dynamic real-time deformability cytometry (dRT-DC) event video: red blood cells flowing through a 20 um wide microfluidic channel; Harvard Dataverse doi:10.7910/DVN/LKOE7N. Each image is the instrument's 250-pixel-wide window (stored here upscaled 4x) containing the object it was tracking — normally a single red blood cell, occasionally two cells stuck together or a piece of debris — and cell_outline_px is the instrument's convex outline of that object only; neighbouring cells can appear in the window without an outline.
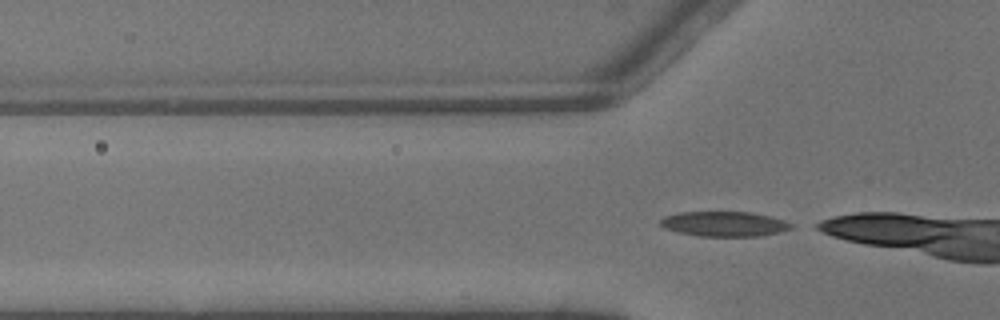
{"species": "common noctule bat (a hibernating species)", "species_latin": "Nyctalus noctula", "temperature_condition": "warm", "stored_images_in_passage": 2, "camera_frame_rate_fps": 3000, "um_per_image_px": 0.085, "animal": {"sex": "male", "body_mass_g": 13.3}, "frame": {"image": 1, "passage_image": 2, "time_ms": 0.333, "image_size_px": [1000, 320], "cell_outline_px": [[792, 228], [780, 232], [760, 236], [700, 236], [676, 232], [664, 228], [660, 224], [660, 220], [664, 216], [680, 212], [752, 212], [784, 220], [792, 224]], "centroid_in_image_um": [61.54, 19.03], "position_along_channel_um": 64.3, "area_um2": 19.02}}